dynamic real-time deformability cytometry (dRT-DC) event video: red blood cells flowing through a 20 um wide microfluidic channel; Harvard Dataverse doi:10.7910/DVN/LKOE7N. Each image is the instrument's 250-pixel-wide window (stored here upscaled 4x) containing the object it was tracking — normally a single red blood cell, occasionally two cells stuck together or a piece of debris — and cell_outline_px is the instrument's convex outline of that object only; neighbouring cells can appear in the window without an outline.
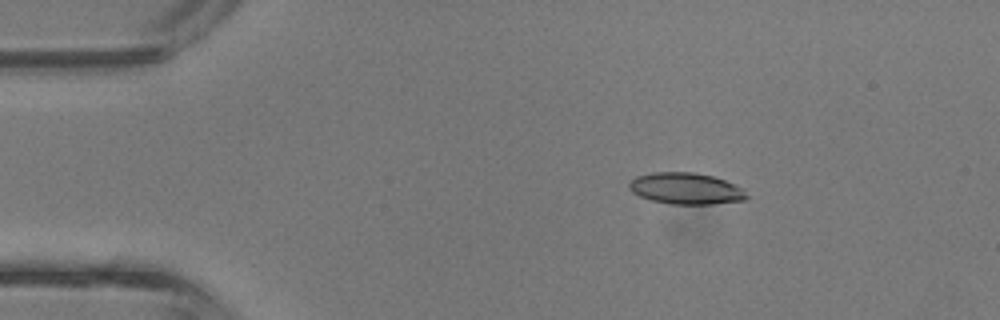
{"species": "common noctule bat (a hibernating species)", "species_latin": "Nyctalus noctula", "temperature_condition": "room temperature", "stored_images_in_passage": 4, "camera_frame_rate_fps": 3000, "um_per_image_px": 0.085, "animal": {"sex": "male", "body_mass_g": 13.3}, "frame": {"image": 1, "passage_image": 2, "time_ms": 0.333, "image_size_px": [1000, 320], "cell_outline_px": [[748, 196], [744, 200], [712, 204], [672, 204], [652, 200], [640, 196], [632, 192], [628, 188], [628, 184], [636, 176], [652, 172], [696, 172], [712, 176], [724, 180], [744, 188]], "centroid_in_image_um": [58.3, 16.02], "position_along_channel_um": 26.7, "area_um2": 21.56}}